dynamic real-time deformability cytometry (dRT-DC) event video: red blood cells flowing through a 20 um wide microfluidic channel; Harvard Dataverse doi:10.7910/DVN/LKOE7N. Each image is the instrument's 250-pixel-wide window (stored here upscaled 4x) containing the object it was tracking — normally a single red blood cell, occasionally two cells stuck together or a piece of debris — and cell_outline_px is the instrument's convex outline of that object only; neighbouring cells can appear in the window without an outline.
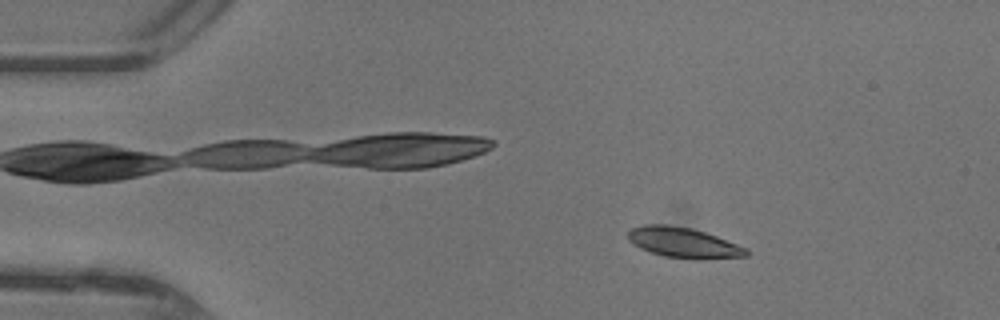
{"species": "common noctule bat (a hibernating species)", "species_latin": "Nyctalus noctula", "temperature_condition": "warm", "stored_images_in_passage": 48, "camera_frame_rate_fps": 3000, "um_per_image_px": 0.085, "animal": {"sex": "female"}, "frame": {"image": 1, "passage_image": 9, "time_ms": 2.667, "image_size_px": [1000, 320], "cell_outline_px": [[748, 256], [704, 260], [692, 260], [664, 256], [640, 248], [632, 244], [628, 240], [628, 232], [632, 228], [644, 224], [668, 224], [692, 228], [716, 236], [748, 248]], "centroid_in_image_um": [58.11, 20.64], "position_along_channel_um": 26.9, "area_um2": 21.21}}
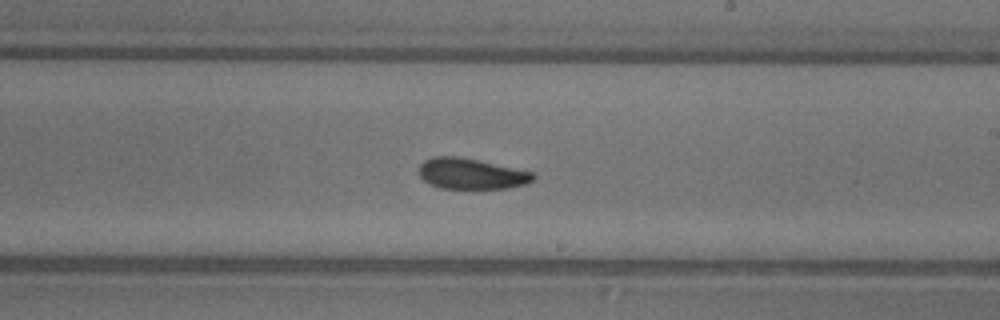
{"frame": {"image": 2, "passage_image": 29, "time_ms": 9.333, "image_size_px": [1000, 320], "cell_outline_px": [[536, 176], [532, 180], [524, 184], [504, 188], [440, 188], [428, 184], [420, 176], [420, 164], [424, 160], [432, 156], [456, 156], [476, 160], [532, 172]], "centroid_in_image_um": [39.99, 14.76], "position_along_channel_um": 249.0, "area_um2": 20.11}}
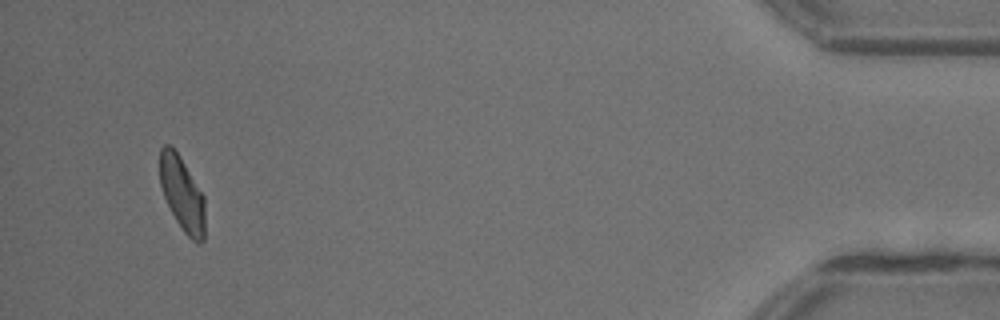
{"frame": {"image": 3, "passage_image": 46, "time_ms": 15.0, "image_size_px": [1000, 320], "cell_outline_px": [[204, 240], [200, 244], [196, 244], [184, 232], [176, 220], [164, 196], [160, 184], [160, 148], [164, 144], [172, 144], [180, 156], [204, 196]], "centroid_in_image_um": [15.48, 16.46], "position_along_channel_um": 419.7, "area_um2": 19.54}, "authors_computed_cell_mechanics": {"area_um2": 20.3167, "velocity_mm_per_s": 4.3931, "shape_relaxation_time_tau1_ms": 4.3305, "shape_relaxation_time_tau2_ms": 4.5902, "deformation_change_tau1": 0.1267, "deformation_change_tau2": 0.1041}}